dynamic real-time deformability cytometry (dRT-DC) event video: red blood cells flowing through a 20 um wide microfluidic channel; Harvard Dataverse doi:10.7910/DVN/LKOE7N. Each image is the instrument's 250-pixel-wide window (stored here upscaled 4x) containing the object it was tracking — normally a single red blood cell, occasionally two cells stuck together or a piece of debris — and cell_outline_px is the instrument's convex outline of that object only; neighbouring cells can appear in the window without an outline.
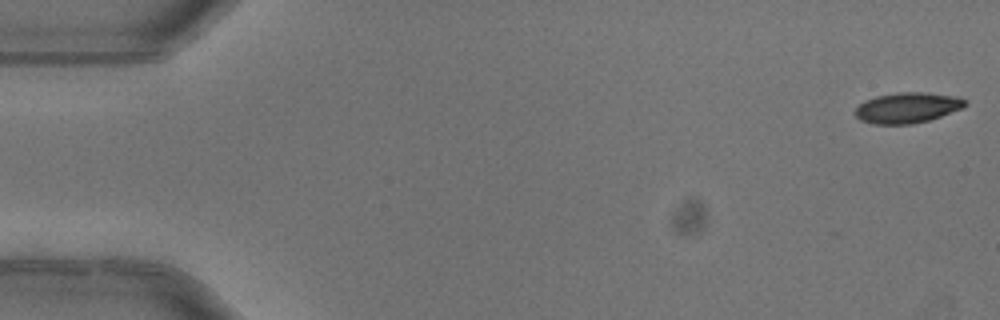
{"species": "common noctule bat (a hibernating species)", "species_latin": "Nyctalus noctula", "temperature_condition": "warm", "stored_images_in_passage": 5, "camera_frame_rate_fps": 3000, "um_per_image_px": 0.085, "animal": {"sex": "female"}, "frame": {"image": 1, "passage_image": 1, "time_ms": 0.0, "image_size_px": [1000, 320], "cell_outline_px": [[968, 104], [964, 108], [928, 120], [912, 124], [872, 124], [860, 120], [856, 116], [856, 108], [864, 100], [876, 96], [896, 92], [928, 92], [956, 96], [968, 100]], "centroid_in_image_um": [77.16, 9.14], "position_along_channel_um": 7.8, "area_um2": 19.77}}
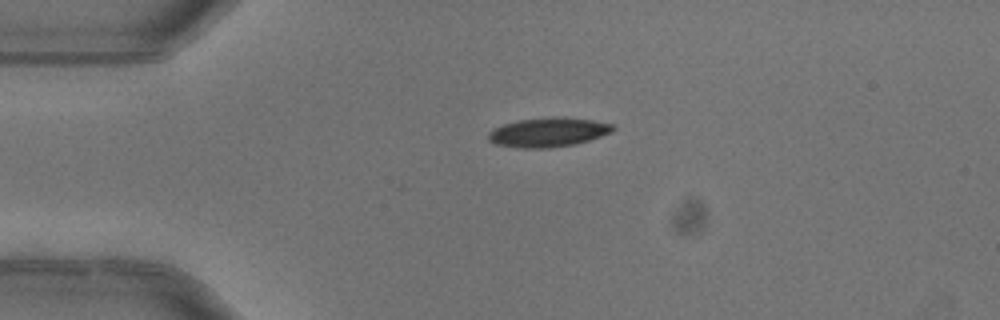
{"frame": {"image": 2, "passage_image": 4, "time_ms": 1.0, "image_size_px": [1000, 320], "cell_outline_px": [[616, 128], [612, 132], [576, 144], [552, 148], [516, 148], [496, 144], [488, 140], [488, 132], [492, 128], [504, 124], [520, 120], [556, 116], [564, 116], [592, 120], [612, 124]], "centroid_in_image_um": [46.58, 11.24], "position_along_channel_um": 38.4, "area_um2": 21.44}}